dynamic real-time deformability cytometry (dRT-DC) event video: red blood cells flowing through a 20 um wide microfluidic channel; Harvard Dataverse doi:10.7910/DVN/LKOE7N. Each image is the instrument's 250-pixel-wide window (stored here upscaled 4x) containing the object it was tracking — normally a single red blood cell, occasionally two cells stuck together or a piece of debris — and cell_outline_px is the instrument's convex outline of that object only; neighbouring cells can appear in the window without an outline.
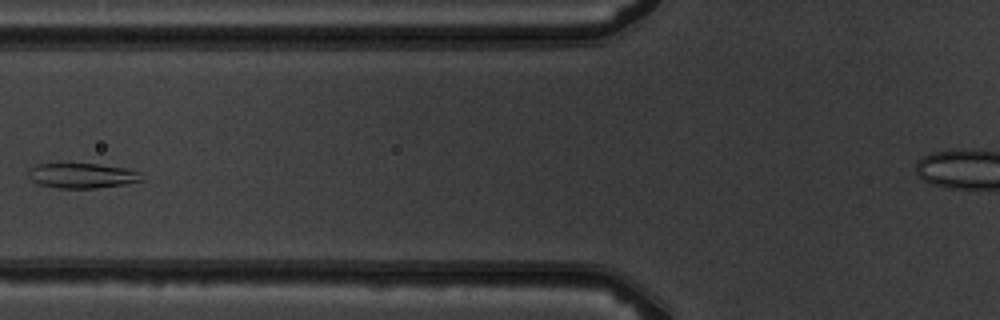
{"species": "common noctule bat (a hibernating species)", "species_latin": "Nyctalus noctula", "temperature_condition": "warm", "stored_images_in_passage": 6, "camera_frame_rate_fps": 3000, "um_per_image_px": 0.085, "animal": {"sex": "male", "body_mass_g": 19.5, "forearm_length_mm": 54.6}, "frame": {"image": 1, "passage_image": 5, "time_ms": 4.667, "image_size_px": [1000, 320], "cell_outline_px": [[144, 180], [124, 184], [96, 188], [56, 188], [40, 184], [32, 180], [28, 176], [28, 168], [36, 164], [96, 164], [124, 168], [140, 172]], "centroid_in_image_um": [6.96, 14.93], "position_along_channel_um": 118.8, "area_um2": 16.42}}